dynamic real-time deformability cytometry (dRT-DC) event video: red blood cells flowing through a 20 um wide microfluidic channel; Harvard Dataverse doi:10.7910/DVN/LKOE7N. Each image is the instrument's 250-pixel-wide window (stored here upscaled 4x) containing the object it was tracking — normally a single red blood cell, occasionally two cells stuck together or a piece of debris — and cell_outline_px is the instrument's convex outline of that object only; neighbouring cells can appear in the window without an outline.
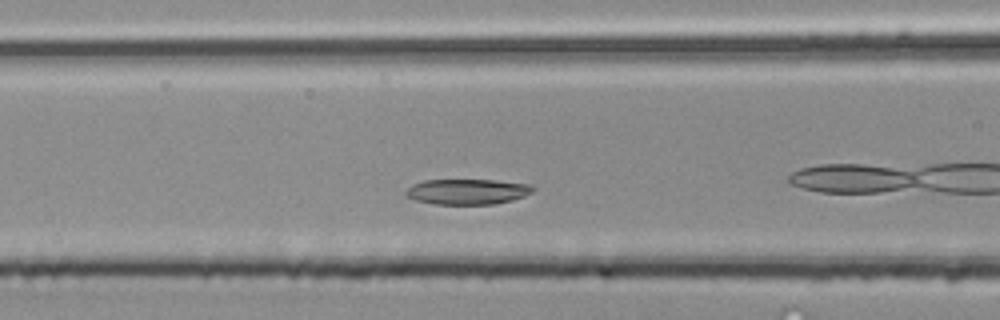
{"species": "common noctule bat (a hibernating species)", "species_latin": "Nyctalus noctula", "temperature_condition": "room temperature", "stored_images_in_passage": 29, "camera_frame_rate_fps": 3000, "um_per_image_px": 0.085, "animal": {"sex": "male", "body_mass_g": 20.4}, "frame": {"image": 1, "passage_image": 5, "time_ms": 1.333, "image_size_px": [1000, 320], "cell_outline_px": [[536, 188], [532, 192], [524, 196], [512, 200], [492, 204], [432, 204], [416, 200], [404, 196], [404, 192], [412, 184], [424, 180], [492, 180], [532, 184]], "centroid_in_image_um": [39.71, 16.29], "position_along_channel_um": 126.9, "area_um2": 18.96}, "authors_computed_cell_mechanics": {"area_um2": 19.074, "velocity_mm_per_s": 4.0126, "shape_relaxation_time_tau1_ms": 1.2481, "shape_relaxation_time_tau2_ms": null, "deformation_change_tau1": 0.0578, "deformation_change_tau2": null}}